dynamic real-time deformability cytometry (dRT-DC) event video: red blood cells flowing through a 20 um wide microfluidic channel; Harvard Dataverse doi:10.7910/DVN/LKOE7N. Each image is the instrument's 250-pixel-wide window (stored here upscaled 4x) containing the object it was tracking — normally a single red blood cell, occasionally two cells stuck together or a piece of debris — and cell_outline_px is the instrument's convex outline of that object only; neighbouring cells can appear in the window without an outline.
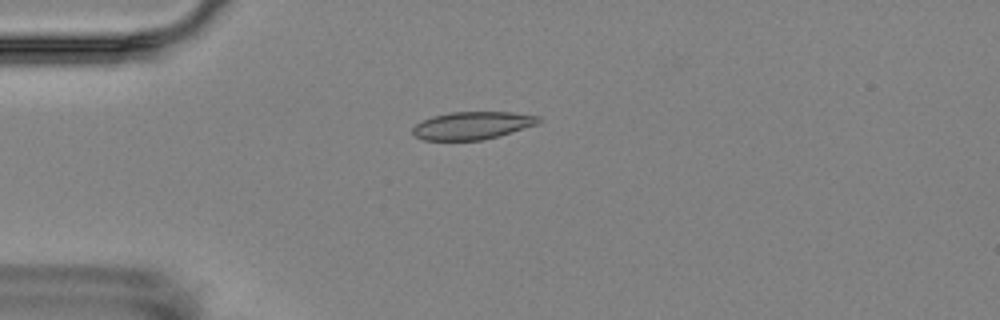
{"species": "Egyptian fruit bat (a non-hibernating species)", "species_latin": "Rousettus aegyptiacus", "temperature_condition": "room temperature", "stored_images_in_passage": 4, "camera_frame_rate_fps": 3000, "um_per_image_px": 0.085, "animal": {"sex": "female"}, "frame": {"image": 1, "passage_image": 3, "time_ms": 2.0, "image_size_px": [1000, 320], "cell_outline_px": [[544, 120], [536, 124], [496, 136], [480, 140], [424, 140], [416, 136], [412, 132], [412, 128], [416, 124], [432, 116], [448, 112], [512, 112], [540, 116]], "centroid_in_image_um": [40.14, 10.65], "position_along_channel_um": 44.9, "area_um2": 20.11}}